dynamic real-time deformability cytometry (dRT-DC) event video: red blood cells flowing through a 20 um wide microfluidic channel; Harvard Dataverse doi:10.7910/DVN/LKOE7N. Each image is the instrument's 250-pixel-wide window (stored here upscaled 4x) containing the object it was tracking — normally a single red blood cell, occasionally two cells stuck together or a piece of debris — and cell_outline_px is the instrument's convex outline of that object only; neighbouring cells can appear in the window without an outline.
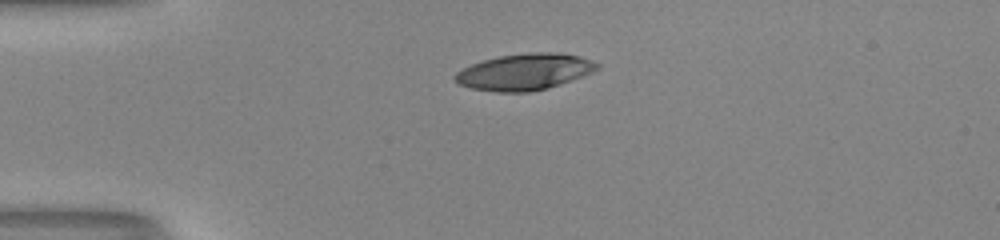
{"species": "human", "species_latin": "Homo sapiens", "temperature_condition": "room temperature", "stored_images_in_passage": 40, "camera_frame_rate_fps": 3000, "um_per_image_px": 0.085, "donor": {"sex": "male"}, "frame": {"image": 1, "passage_image": 1, "time_ms": 0.0, "image_size_px": [1000, 240], "cell_outline_px": [[600, 68], [592, 72], [544, 88], [528, 92], [496, 92], [472, 88], [460, 84], [452, 76], [456, 72], [472, 64], [484, 60], [500, 56], [532, 52], [560, 52], [580, 56], [592, 60], [600, 64]], "centroid_in_image_um": [44.59, 6.09], "position_along_channel_um": 40.4, "area_um2": 29.65}}
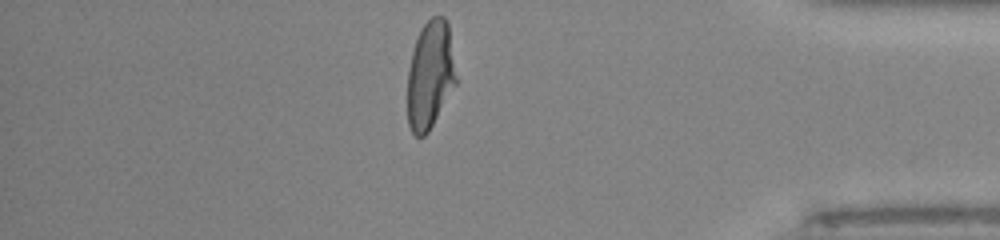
{"frame": {"image": 2, "passage_image": 33, "time_ms": 10.667, "image_size_px": [1000, 240], "cell_outline_px": [[456, 84], [428, 132], [424, 136], [416, 136], [412, 132], [408, 124], [408, 68], [412, 52], [420, 28], [432, 16], [444, 16], [448, 24], [456, 76]], "centroid_in_image_um": [36.55, 6.37], "position_along_channel_um": 398.6, "area_um2": 30.35}}
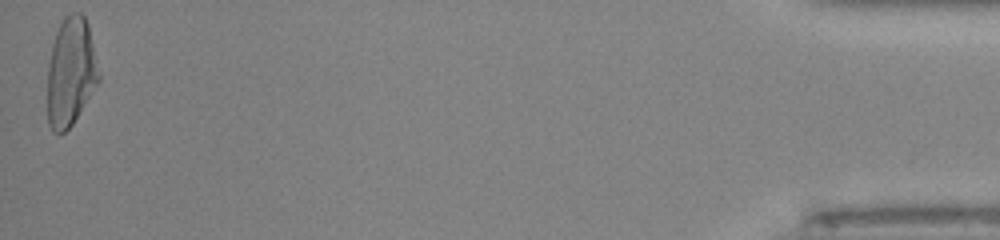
{"frame": {"image": 3, "passage_image": 40, "time_ms": 13.0, "image_size_px": [1000, 240], "cell_outline_px": [[100, 80], [72, 124], [60, 136], [52, 132], [48, 124], [48, 64], [52, 44], [56, 32], [64, 16], [68, 12], [80, 12], [84, 16], [88, 24], [100, 76]], "centroid_in_image_um": [6.0, 6.11], "position_along_channel_um": 429.2, "area_um2": 32.54}, "authors_computed_cell_mechanics": {"area_um2": 31.3854, "velocity_mm_per_s": 4.0078, "shape_relaxation_time_tau1_ms": 6.775, "shape_relaxation_time_tau2_ms": 0.8533, "deformation_change_tau1": 0.2939, "deformation_change_tau2": 0.059}}